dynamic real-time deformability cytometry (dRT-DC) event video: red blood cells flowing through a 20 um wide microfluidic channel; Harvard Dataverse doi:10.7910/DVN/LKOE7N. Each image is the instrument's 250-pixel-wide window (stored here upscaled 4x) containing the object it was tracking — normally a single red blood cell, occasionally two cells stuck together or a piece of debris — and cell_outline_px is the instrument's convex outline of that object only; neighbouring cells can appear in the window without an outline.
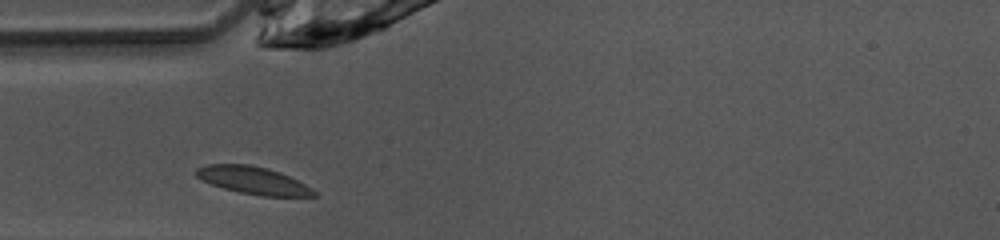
{"species": "common noctule bat (a hibernating species)", "species_latin": "Nyctalus noctula", "temperature_condition": "warm", "stored_images_in_passage": 25, "camera_frame_rate_fps": 3000, "um_per_image_px": 0.085, "animal": {"sex": "female", "body_mass_g": 10.0, "forearm_length_mm": 53.1}, "frame": {"image": 1, "passage_image": 1, "time_ms": 0.0, "image_size_px": [1000, 240], "cell_outline_px": [[320, 196], [260, 196], [240, 192], [224, 188], [212, 184], [196, 176], [196, 168], [208, 164], [248, 164], [268, 168], [280, 172], [312, 188]], "centroid_in_image_um": [21.54, 15.33], "position_along_channel_um": 63.5, "area_um2": 18.67}}
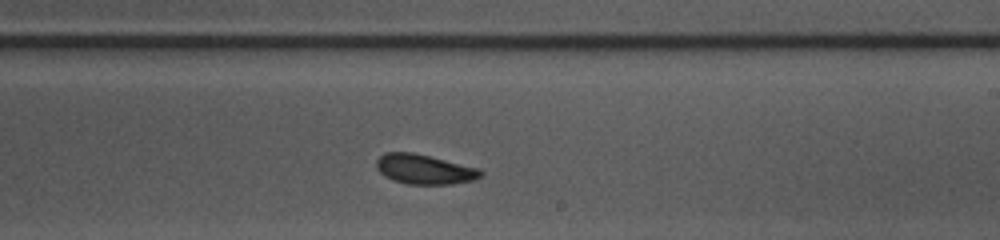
{"frame": {"image": 2, "passage_image": 15, "time_ms": 4.667, "image_size_px": [1000, 240], "cell_outline_px": [[484, 172], [480, 176], [472, 180], [452, 184], [408, 184], [392, 180], [384, 176], [376, 168], [376, 160], [384, 152], [412, 152], [480, 168]], "centroid_in_image_um": [36.05, 14.38], "position_along_channel_um": 253.0, "area_um2": 18.09}}
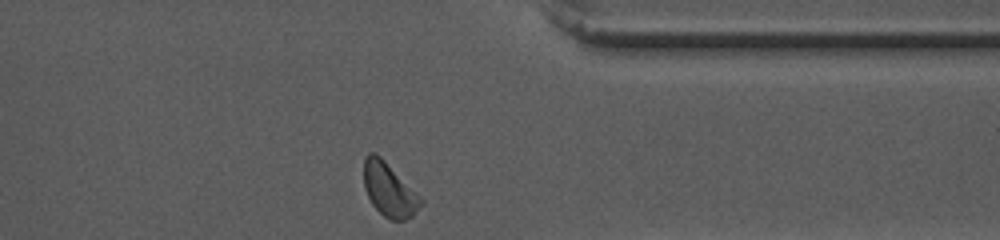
{"frame": {"image": 3, "passage_image": 25, "time_ms": 8.0, "image_size_px": [1000, 240], "cell_outline_px": [[424, 204], [412, 216], [404, 220], [388, 220], [372, 204], [364, 188], [364, 160], [368, 152], [376, 152], [424, 200]], "centroid_in_image_um": [33.08, 16.14], "position_along_channel_um": 378.3, "area_um2": 17.74}, "authors_computed_cell_mechanics": {"area_um2": 18.0914, "velocity_mm_per_s": 4.0473, "shape_relaxation_time_tau1_ms": 2.3571, "shape_relaxation_time_tau2_ms": 1.3126, "deformation_change_tau1": 0.1022, "deformation_change_tau2": 0.0599}}